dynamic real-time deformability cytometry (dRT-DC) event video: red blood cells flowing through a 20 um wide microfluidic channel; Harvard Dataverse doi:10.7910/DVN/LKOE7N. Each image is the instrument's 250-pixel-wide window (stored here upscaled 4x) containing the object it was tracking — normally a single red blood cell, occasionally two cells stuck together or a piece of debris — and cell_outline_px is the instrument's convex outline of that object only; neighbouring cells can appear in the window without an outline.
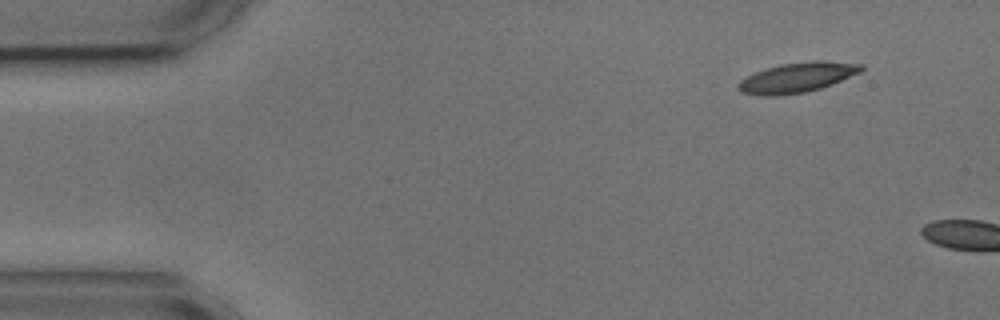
{"species": "common noctule bat (a hibernating species)", "species_latin": "Nyctalus noctula", "temperature_condition": "cold", "stored_images_in_passage": 7, "segment_of_instrument_passage": [2, 2], "camera_frame_rate_fps": 3000, "um_per_image_px": 0.085, "animal": {"sex": "male", "body_mass_g": 17.9, "forearm_length_mm": 54.2}, "frame": {"image": 1, "passage_image": 7, "time_ms": 7.667, "image_size_px": [1000, 320], "cell_outline_px": [[864, 68], [860, 72], [832, 84], [820, 88], [804, 92], [776, 96], [764, 96], [740, 92], [736, 88], [736, 84], [740, 80], [752, 72], [764, 68], [780, 64], [812, 60], [820, 60], [864, 64]], "centroid_in_image_um": [67.7, 6.58], "position_along_channel_um": 17.3, "area_um2": 21.73}}